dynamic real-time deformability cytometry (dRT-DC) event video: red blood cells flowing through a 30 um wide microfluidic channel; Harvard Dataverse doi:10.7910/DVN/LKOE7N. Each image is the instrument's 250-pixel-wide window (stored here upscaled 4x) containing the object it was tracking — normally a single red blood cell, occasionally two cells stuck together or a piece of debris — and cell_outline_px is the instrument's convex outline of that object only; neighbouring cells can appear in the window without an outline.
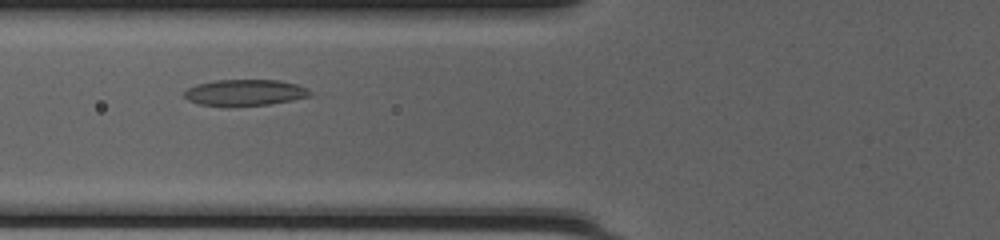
{"species": "common noctule bat (a hibernating species)", "species_latin": "Nyctalus noctula", "temperature_condition": "cold", "stored_images_in_passage": 38, "camera_frame_rate_fps": 3000, "um_per_image_px": 0.085, "animal": {"sex": "female", "body_mass_g": 20.0, "forearm_length_mm": 54.0}, "frame": {"image": 1, "passage_image": 9, "time_ms": 2.667, "image_size_px": [1000, 240], "cell_outline_px": [[312, 96], [292, 100], [268, 104], [228, 108], [200, 104], [188, 100], [184, 96], [184, 92], [188, 88], [196, 84], [216, 80], [280, 80], [296, 84], [312, 92]], "centroid_in_image_um": [20.79, 7.89], "position_along_channel_um": 105.0, "area_um2": 19.54}}
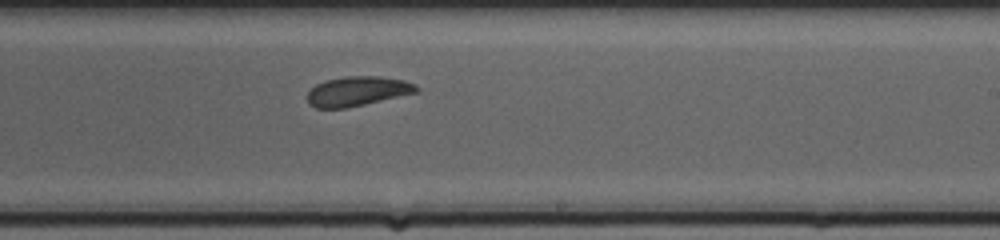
{"frame": {"image": 2, "passage_image": 20, "time_ms": 6.333, "image_size_px": [1000, 240], "cell_outline_px": [[420, 92], [348, 108], [316, 108], [308, 104], [308, 92], [316, 84], [324, 80], [344, 76], [380, 76], [404, 80], [416, 84], [420, 88]], "centroid_in_image_um": [30.42, 7.75], "position_along_channel_um": 258.6, "area_um2": 19.13}}
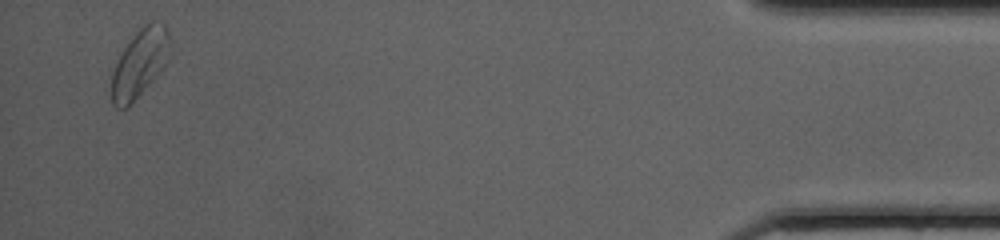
{"frame": {"image": 3, "passage_image": 37, "time_ms": 12.0, "image_size_px": [1000, 240], "cell_outline_px": [[172, 52], [168, 60], [160, 72], [132, 104], [124, 108], [116, 108], [112, 104], [112, 72], [124, 48], [132, 36], [144, 24], [152, 20], [156, 20], [164, 24], [168, 32], [172, 44]], "centroid_in_image_um": [11.93, 5.35], "position_along_channel_um": 423.3, "area_um2": 23.41}, "authors_computed_cell_mechanics": {"area_um2": 19.2474, "velocity_mm_per_s": 4.1951, "shape_relaxation_time_tau1_ms": 2.5388, "shape_relaxation_time_tau2_ms": 3.5905, "deformation_change_tau1": 0.0982, "deformation_change_tau2": 0.1006}}